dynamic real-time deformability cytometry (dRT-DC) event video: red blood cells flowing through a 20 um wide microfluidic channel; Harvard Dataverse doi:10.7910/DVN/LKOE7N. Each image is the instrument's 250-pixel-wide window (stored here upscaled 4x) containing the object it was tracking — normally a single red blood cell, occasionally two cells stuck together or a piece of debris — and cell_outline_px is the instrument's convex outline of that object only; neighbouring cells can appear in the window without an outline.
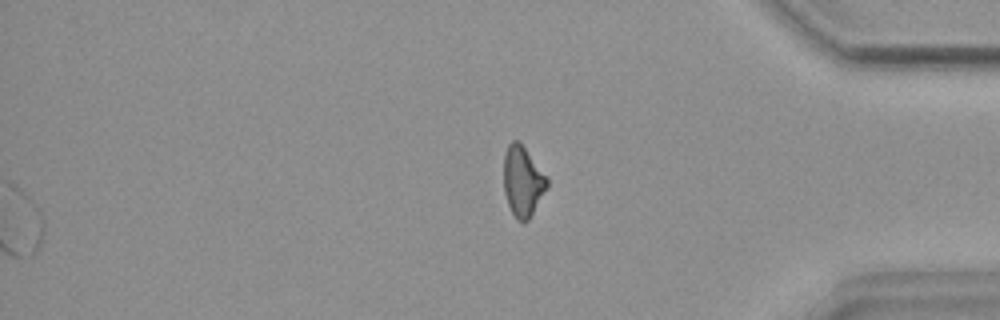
{"species": "common noctule bat (a hibernating species)", "species_latin": "Nyctalus noctula", "temperature_condition": "warm", "stored_images_in_passage": 53, "segment_of_instrument_passage": [2, 2], "camera_frame_rate_fps": 3000, "um_per_image_px": 0.085, "animal": {"sex": "female", "body_mass_g": 18.4}, "frame": {"image": 1, "passage_image": 53, "time_ms": 17.333, "image_size_px": [1000, 320], "cell_outline_px": [[548, 188], [528, 220], [524, 224], [516, 220], [508, 204], [504, 192], [504, 156], [508, 144], [512, 140], [516, 140], [524, 148], [548, 180]], "centroid_in_image_um": [44.41, 15.47], "position_along_channel_um": 390.8, "area_um2": 17.46}}